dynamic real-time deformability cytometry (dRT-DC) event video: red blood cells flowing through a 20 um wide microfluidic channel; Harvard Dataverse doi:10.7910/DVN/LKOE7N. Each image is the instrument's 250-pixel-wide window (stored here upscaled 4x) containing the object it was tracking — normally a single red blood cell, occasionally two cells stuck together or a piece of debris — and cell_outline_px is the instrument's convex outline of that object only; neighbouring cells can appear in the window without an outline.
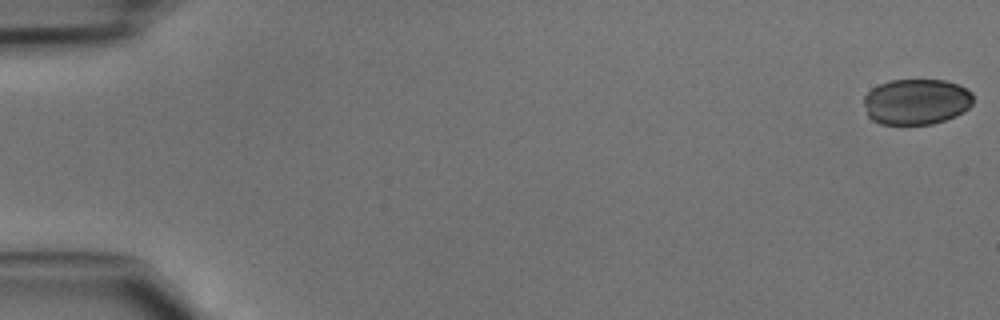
{"species": "common noctule bat (a hibernating species)", "species_latin": "Nyctalus noctula", "temperature_condition": "cold", "stored_images_in_passage": 46, "camera_frame_rate_fps": 3000, "um_per_image_px": 0.085, "animal": {"sex": "male", "body_mass_g": 15.6}, "frame": {"image": 1, "passage_image": 1, "time_ms": 0.0, "image_size_px": [1000, 320], "cell_outline_px": [[972, 104], [964, 112], [956, 116], [932, 124], [880, 124], [872, 120], [868, 116], [864, 104], [864, 96], [872, 88], [888, 80], [944, 80], [956, 84], [972, 92]], "centroid_in_image_um": [77.88, 8.65], "position_along_channel_um": 7.1, "area_um2": 29.19}}
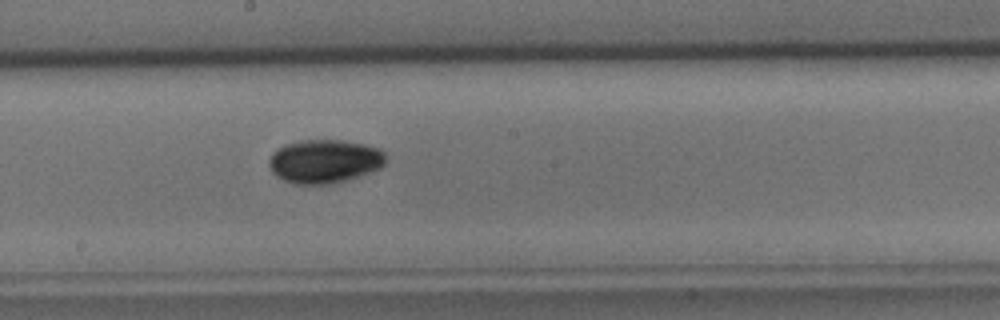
{"frame": {"image": 2, "passage_image": 26, "time_ms": 8.333, "image_size_px": [1000, 320], "cell_outline_px": [[384, 164], [380, 168], [360, 176], [348, 180], [332, 184], [296, 184], [284, 180], [276, 176], [272, 172], [268, 164], [268, 160], [272, 152], [276, 148], [284, 144], [300, 140], [344, 140], [364, 144], [380, 148], [384, 152]], "centroid_in_image_um": [27.56, 13.7], "position_along_channel_um": 220.6, "area_um2": 30.0}}
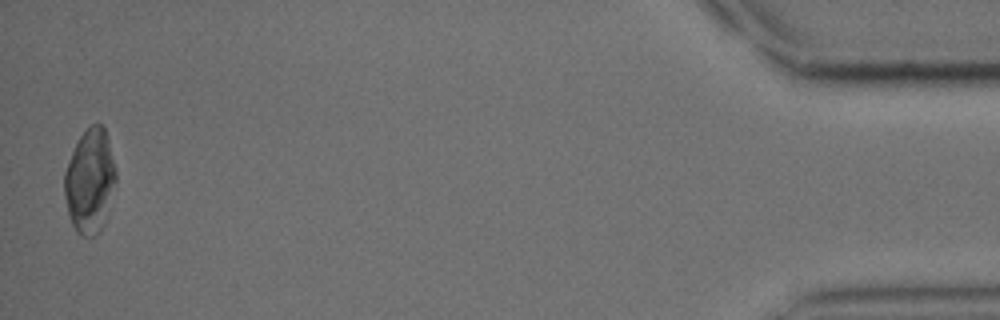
{"frame": {"image": 3, "passage_image": 46, "time_ms": 15.0, "image_size_px": [1000, 320], "cell_outline_px": [[116, 180], [104, 224], [100, 232], [92, 236], [80, 236], [76, 232], [68, 216], [64, 196], [64, 172], [72, 152], [80, 136], [92, 124], [100, 124], [104, 128], [108, 140], [116, 168]], "centroid_in_image_um": [7.63, 15.43], "position_along_channel_um": 427.6, "area_um2": 31.21}}